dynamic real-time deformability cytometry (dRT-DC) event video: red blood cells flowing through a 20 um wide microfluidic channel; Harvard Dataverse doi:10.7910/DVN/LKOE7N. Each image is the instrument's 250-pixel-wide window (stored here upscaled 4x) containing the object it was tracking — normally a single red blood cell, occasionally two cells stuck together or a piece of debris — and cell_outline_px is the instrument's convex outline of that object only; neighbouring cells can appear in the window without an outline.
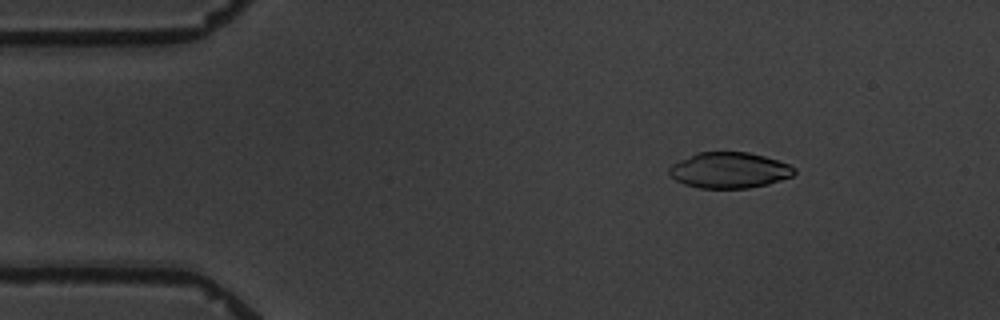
{"species": "common noctule bat (a hibernating species)", "species_latin": "Nyctalus noctula", "temperature_condition": "warm", "stored_images_in_passage": 6, "camera_frame_rate_fps": 3000, "um_per_image_px": 0.085, "animal": {"sex": "male", "body_mass_g": 19.5, "forearm_length_mm": 54.6}, "frame": {"image": 1, "passage_image": 3, "time_ms": 2.333, "image_size_px": [1000, 320], "cell_outline_px": [[796, 172], [792, 176], [768, 184], [748, 188], [700, 188], [684, 184], [676, 180], [668, 172], [668, 168], [672, 164], [696, 152], [748, 152], [764, 156], [788, 164], [796, 168]], "centroid_in_image_um": [61.98, 14.47], "position_along_channel_um": 23.0, "area_um2": 26.07}}